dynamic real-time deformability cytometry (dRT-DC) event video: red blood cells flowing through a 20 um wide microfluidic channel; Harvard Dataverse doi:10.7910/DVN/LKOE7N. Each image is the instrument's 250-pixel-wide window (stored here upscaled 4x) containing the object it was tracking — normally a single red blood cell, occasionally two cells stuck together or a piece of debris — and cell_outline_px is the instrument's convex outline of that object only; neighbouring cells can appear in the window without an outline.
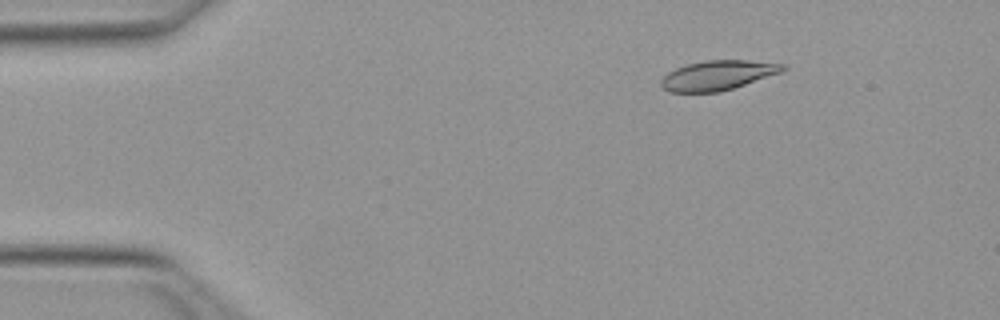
{"species": "Egyptian fruit bat (a non-hibernating species)", "species_latin": "Rousettus aegyptiacus", "temperature_condition": "warm", "stored_images_in_passage": 51, "camera_frame_rate_fps": 3000, "um_per_image_px": 0.085, "animal": {"sex": "female"}, "frame": {"image": 1, "passage_image": 8, "time_ms": 2.333, "image_size_px": [1000, 320], "cell_outline_px": [[788, 68], [784, 72], [720, 92], [668, 92], [660, 84], [660, 80], [668, 72], [676, 68], [688, 64], [708, 60], [748, 60], [788, 64]], "centroid_in_image_um": [61.07, 6.39], "position_along_channel_um": 23.9, "area_um2": 21.21}}
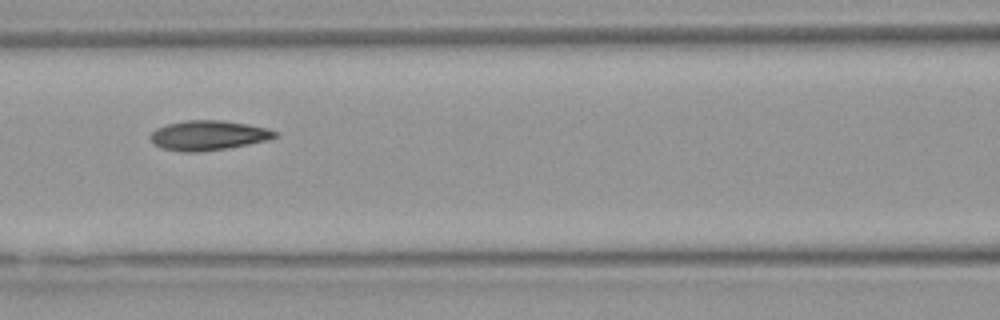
{"frame": {"image": 2, "passage_image": 23, "time_ms": 7.333, "image_size_px": [1000, 320], "cell_outline_px": [[280, 136], [268, 140], [228, 148], [200, 152], [180, 152], [164, 148], [152, 144], [148, 136], [156, 128], [168, 124], [184, 120], [220, 120], [248, 124], [268, 128], [280, 132]], "centroid_in_image_um": [17.72, 11.51], "position_along_channel_um": 148.9, "area_um2": 21.91}}
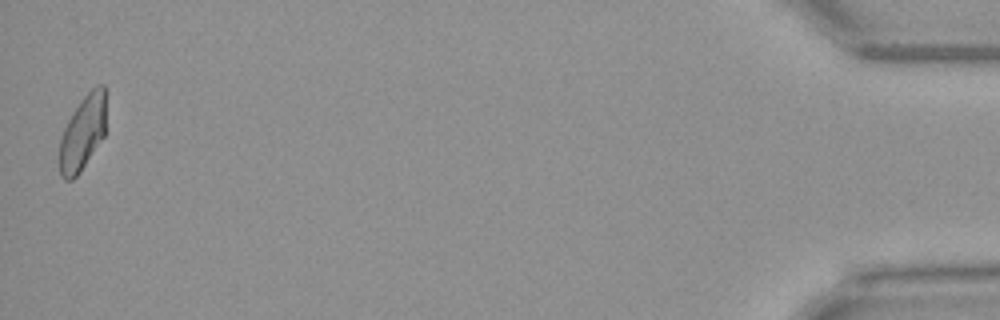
{"frame": {"image": 3, "passage_image": 51, "time_ms": 16.667, "image_size_px": [1000, 320], "cell_outline_px": [[104, 136], [80, 172], [72, 180], [64, 180], [60, 176], [60, 140], [64, 128], [72, 112], [80, 100], [96, 84], [104, 84]], "centroid_in_image_um": [7.01, 11.3], "position_along_channel_um": 428.2, "area_um2": 20.0}, "authors_computed_cell_mechanics": {"area_um2": 21.1548, "velocity_mm_per_s": 3.9956, "shape_relaxation_time_tau1_ms": 8.2519, "shape_relaxation_time_tau2_ms": 2.0499, "deformation_change_tau1": 0.2208, "deformation_change_tau2": 0.0859}}